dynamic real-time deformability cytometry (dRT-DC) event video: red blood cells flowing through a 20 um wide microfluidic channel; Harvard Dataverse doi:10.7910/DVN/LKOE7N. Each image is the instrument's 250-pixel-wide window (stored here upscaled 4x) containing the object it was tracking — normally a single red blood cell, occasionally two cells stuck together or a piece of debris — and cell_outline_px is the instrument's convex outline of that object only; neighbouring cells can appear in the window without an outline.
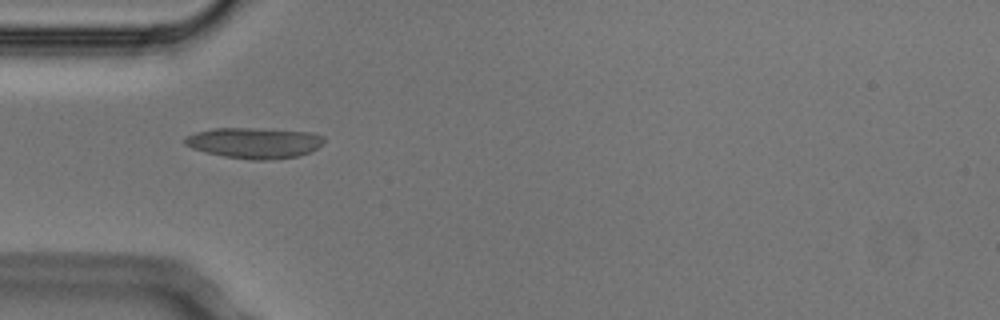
{"species": "Egyptian fruit bat (a non-hibernating species)", "species_latin": "Rousettus aegyptiacus", "temperature_condition": "cold", "stored_images_in_passage": 3, "camera_frame_rate_fps": 3000, "um_per_image_px": 0.085, "animal": {"sex": "male"}, "frame": {"image": 1, "passage_image": 1, "time_ms": 0.0, "image_size_px": [1000, 320], "cell_outline_px": [[324, 140], [316, 148], [308, 152], [296, 156], [272, 160], [252, 160], [224, 156], [204, 152], [192, 148], [184, 144], [184, 136], [196, 132], [212, 128], [252, 128], [312, 132], [324, 136]], "centroid_in_image_um": [21.57, 12.14], "position_along_channel_um": 63.4, "area_um2": 24.91}}
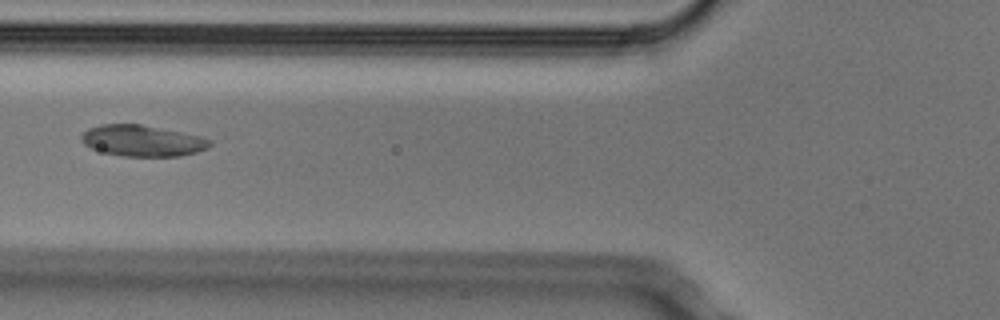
{"frame": {"image": 2, "passage_image": 2, "time_ms": 0.333, "image_size_px": [1000, 320], "cell_outline_px": [[212, 144], [208, 148], [196, 152], [180, 156], [124, 156], [104, 152], [92, 148], [84, 144], [80, 140], [80, 136], [88, 128], [100, 124], [140, 124], [200, 136], [212, 140]], "centroid_in_image_um": [12.09, 11.96], "position_along_channel_um": 113.7, "area_um2": 23.24}}
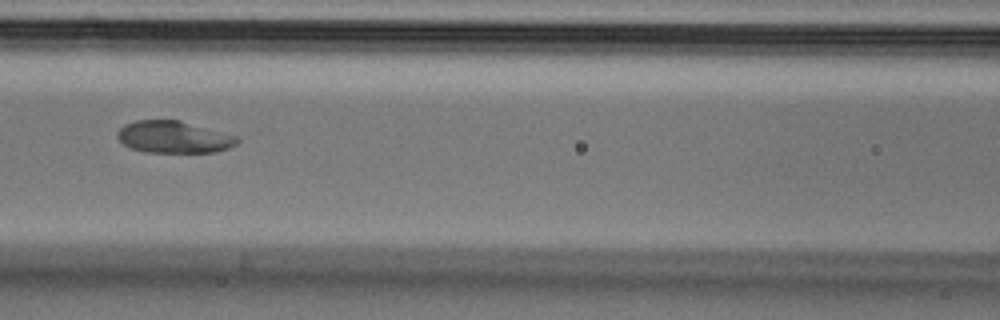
{"frame": {"image": 3, "passage_image": 3, "time_ms": 0.667, "image_size_px": [1000, 320], "cell_outline_px": [[240, 140], [236, 144], [228, 148], [216, 152], [144, 152], [128, 148], [116, 136], [116, 132], [124, 124], [136, 120], [180, 120], [236, 136]], "centroid_in_image_um": [14.72, 11.65], "position_along_channel_um": 151.9, "area_um2": 22.37}}